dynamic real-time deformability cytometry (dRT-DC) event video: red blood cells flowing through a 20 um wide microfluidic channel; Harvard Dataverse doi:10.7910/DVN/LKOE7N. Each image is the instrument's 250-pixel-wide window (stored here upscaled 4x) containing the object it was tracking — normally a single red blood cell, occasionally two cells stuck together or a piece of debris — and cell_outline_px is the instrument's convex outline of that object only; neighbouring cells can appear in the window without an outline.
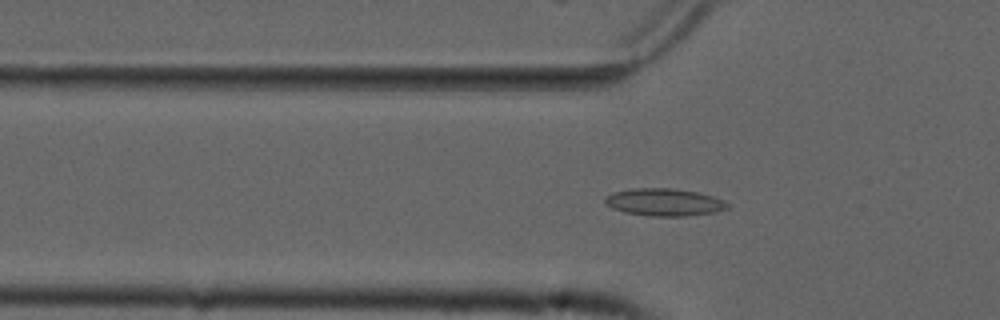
{"species": "common noctule bat (a hibernating species)", "species_latin": "Nyctalus noctula", "temperature_condition": "cold", "stored_images_in_passage": 54, "camera_frame_rate_fps": 3000, "um_per_image_px": 0.085, "animal": {"sex": "male", "forearm_length_mm": 52.5}, "frame": {"image": 1, "passage_image": 18, "time_ms": 5.667, "image_size_px": [1000, 320], "cell_outline_px": [[728, 208], [716, 212], [688, 216], [652, 216], [624, 212], [612, 208], [604, 204], [604, 196], [616, 192], [632, 188], [672, 188], [700, 192], [724, 200], [728, 204]], "centroid_in_image_um": [56.46, 17.18], "position_along_channel_um": 69.3, "area_um2": 19.71}}
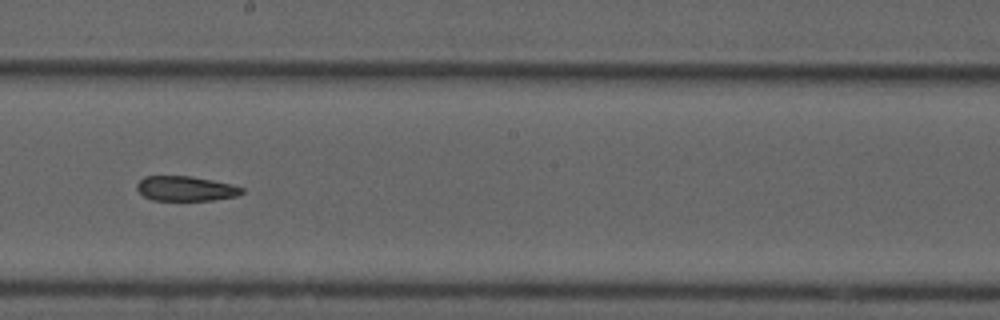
{"frame": {"image": 2, "passage_image": 31, "time_ms": 10.0, "image_size_px": [1000, 320], "cell_outline_px": [[244, 192], [236, 196], [212, 200], [152, 200], [144, 196], [136, 188], [136, 184], [144, 176], [192, 176], [232, 184], [244, 188]], "centroid_in_image_um": [15.78, 16.02], "position_along_channel_um": 232.4, "area_um2": 15.2}}
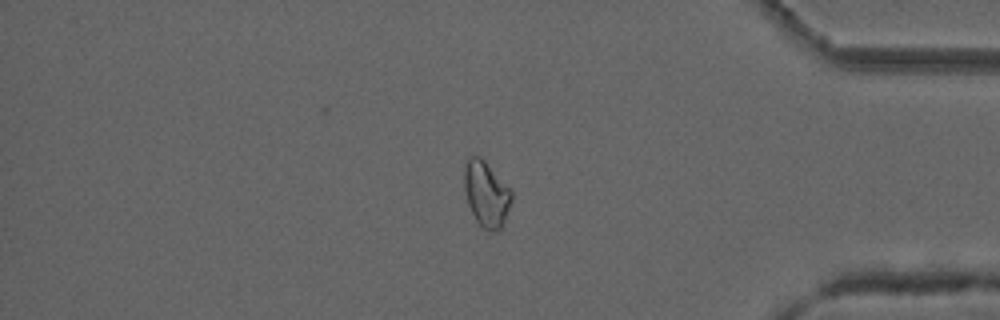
{"frame": {"image": 3, "passage_image": 46, "time_ms": 15.0, "image_size_px": [1000, 320], "cell_outline_px": [[512, 200], [504, 220], [500, 228], [496, 232], [492, 232], [484, 228], [476, 220], [468, 204], [464, 188], [464, 168], [468, 156], [480, 156], [512, 188]], "centroid_in_image_um": [41.34, 16.45], "position_along_channel_um": 393.9, "area_um2": 18.15}}